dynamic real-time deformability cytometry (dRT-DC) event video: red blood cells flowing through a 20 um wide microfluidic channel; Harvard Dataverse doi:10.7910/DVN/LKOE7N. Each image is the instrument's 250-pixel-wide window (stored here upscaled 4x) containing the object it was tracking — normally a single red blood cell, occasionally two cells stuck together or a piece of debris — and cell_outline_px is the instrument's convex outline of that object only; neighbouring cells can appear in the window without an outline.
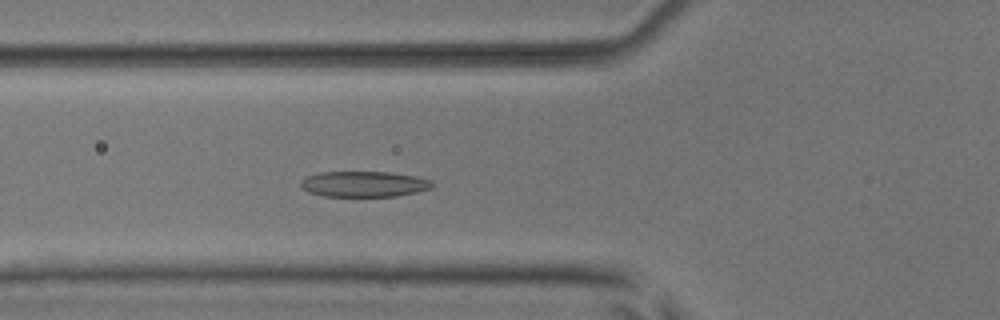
{"species": "common noctule bat (a hibernating species)", "species_latin": "Nyctalus noctula", "temperature_condition": "room temperature", "stored_images_in_passage": 43, "camera_frame_rate_fps": 3000, "um_per_image_px": 0.085, "animal": {"sex": "male", "body_mass_g": 17.9, "forearm_length_mm": 54.2}, "frame": {"image": 1, "passage_image": 9, "time_ms": 2.667, "image_size_px": [1000, 320], "cell_outline_px": [[432, 188], [416, 192], [396, 196], [324, 196], [308, 192], [300, 188], [300, 180], [308, 176], [320, 172], [392, 172], [416, 176], [428, 180], [432, 184]], "centroid_in_image_um": [30.89, 15.64], "position_along_channel_um": 94.9, "area_um2": 19.65}}
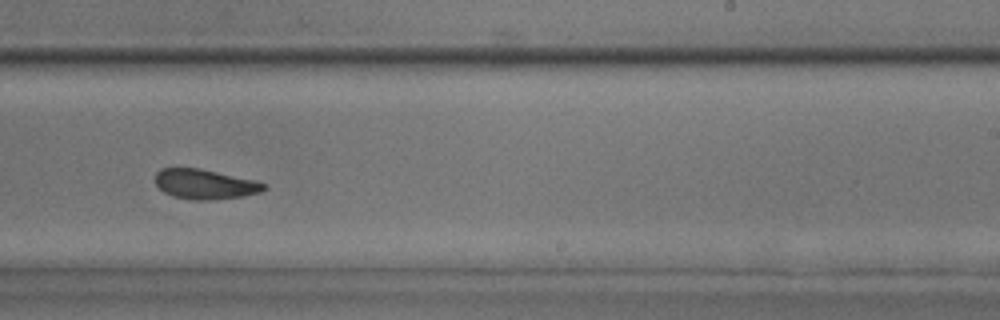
{"frame": {"image": 2, "passage_image": 23, "time_ms": 7.333, "image_size_px": [1000, 320], "cell_outline_px": [[268, 188], [260, 192], [244, 196], [212, 200], [192, 200], [172, 196], [164, 192], [156, 184], [156, 172], [160, 168], [200, 168], [256, 180], [268, 184]], "centroid_in_image_um": [17.46, 15.65], "position_along_channel_um": 271.5, "area_um2": 19.13}}
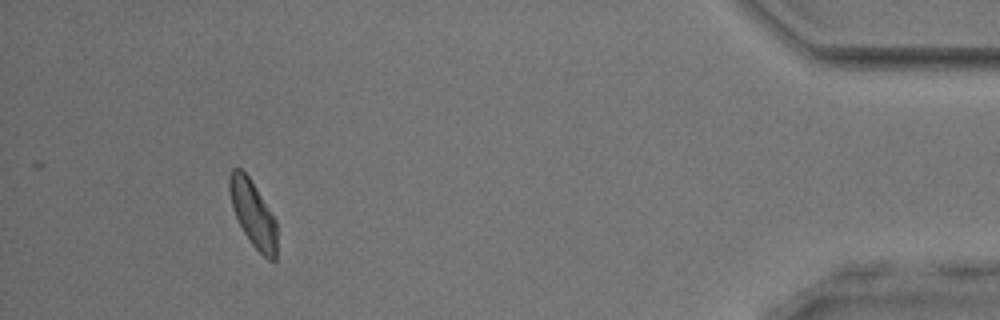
{"frame": {"image": 3, "passage_image": 39, "time_ms": 12.667, "image_size_px": [1000, 320], "cell_outline_px": [[276, 260], [268, 260], [252, 244], [244, 232], [232, 208], [228, 188], [228, 176], [232, 168], [240, 168], [248, 176], [276, 220]], "centroid_in_image_um": [21.48, 18.15], "position_along_channel_um": 413.7, "area_um2": 18.03}, "authors_computed_cell_mechanics": {"area_um2": 19.4208, "velocity_mm_per_s": 3.8054, "shape_relaxation_time_tau1_ms": 3.3934, "shape_relaxation_time_tau2_ms": 2.6475, "deformation_change_tau1": 0.1386, "deformation_change_tau2": 0.1055}}